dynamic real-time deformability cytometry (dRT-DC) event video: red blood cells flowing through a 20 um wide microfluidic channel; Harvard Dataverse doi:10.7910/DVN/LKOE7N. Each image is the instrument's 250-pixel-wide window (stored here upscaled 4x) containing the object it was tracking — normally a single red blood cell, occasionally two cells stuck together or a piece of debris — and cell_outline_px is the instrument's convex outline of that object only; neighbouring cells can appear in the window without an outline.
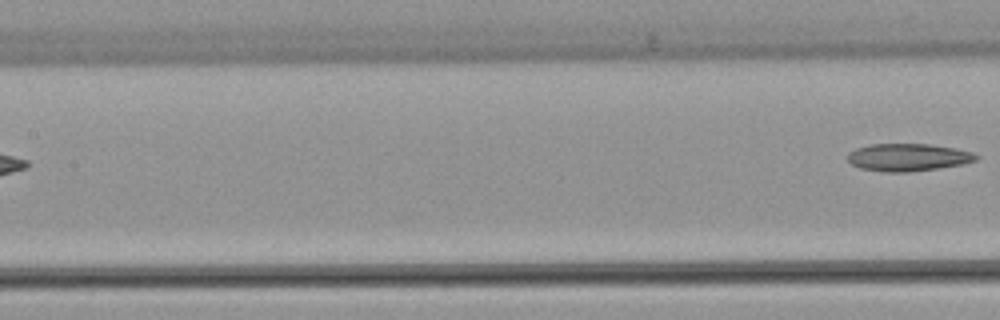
{"species": "common noctule bat (a hibernating species)", "species_latin": "Nyctalus noctula", "temperature_condition": "warm", "stored_images_in_passage": 7, "segment_of_instrument_passage": [2, 2], "camera_frame_rate_fps": 3000, "um_per_image_px": 0.085, "animal": {"sex": "female", "body_mass_g": 22.7, "forearm_length_mm": 54.2}, "frame": {"image": 1, "passage_image": 7, "time_ms": 7.667, "image_size_px": [1000, 320], "cell_outline_px": [[980, 156], [976, 160], [964, 164], [940, 168], [908, 172], [884, 172], [860, 168], [852, 164], [848, 160], [848, 152], [856, 148], [868, 144], [928, 144], [956, 148], [972, 152]], "centroid_in_image_um": [77.19, 13.37], "position_along_channel_um": 130.2, "area_um2": 20.75}}